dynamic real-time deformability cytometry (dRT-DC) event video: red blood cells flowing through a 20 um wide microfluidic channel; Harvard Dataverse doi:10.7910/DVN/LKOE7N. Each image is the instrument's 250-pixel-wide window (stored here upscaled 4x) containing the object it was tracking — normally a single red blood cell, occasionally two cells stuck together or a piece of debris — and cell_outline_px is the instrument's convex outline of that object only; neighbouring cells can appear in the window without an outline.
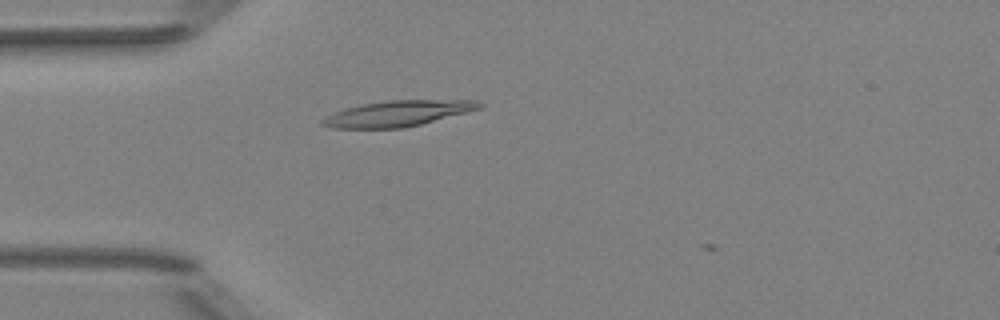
{"species": "Egyptian fruit bat (a non-hibernating species)", "species_latin": "Rousettus aegyptiacus", "temperature_condition": "room temperature", "stored_images_in_passage": 2, "camera_frame_rate_fps": 3000, "um_per_image_px": 0.085, "animal": {"sex": "female"}, "frame": {"image": 1, "passage_image": 1, "time_ms": 0.0, "image_size_px": [1000, 320], "cell_outline_px": [[484, 104], [480, 108], [468, 112], [404, 128], [332, 128], [320, 124], [320, 120], [344, 108], [364, 104], [388, 100], [476, 100]], "centroid_in_image_um": [33.82, 9.64], "position_along_channel_um": 51.2, "area_um2": 23.35}}